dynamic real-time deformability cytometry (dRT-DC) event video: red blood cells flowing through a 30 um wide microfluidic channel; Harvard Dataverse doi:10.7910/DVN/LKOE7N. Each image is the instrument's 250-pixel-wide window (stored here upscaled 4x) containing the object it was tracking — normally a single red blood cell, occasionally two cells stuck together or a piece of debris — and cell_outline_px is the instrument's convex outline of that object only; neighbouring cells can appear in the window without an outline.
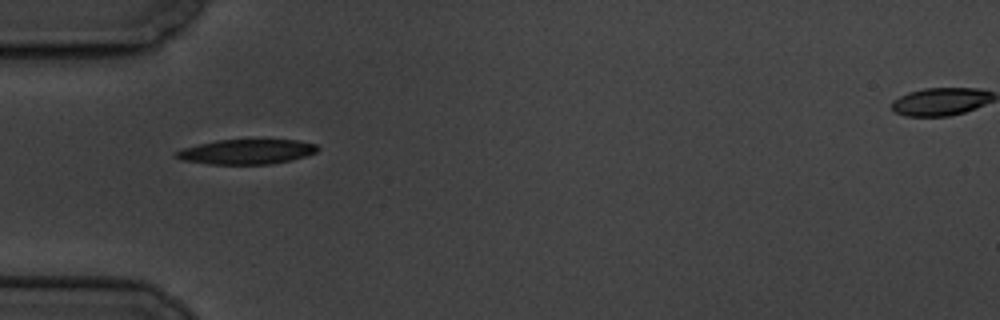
{"species": "common noctule bat (a hibernating species)", "species_latin": "Nyctalus noctula", "temperature_condition": "cold", "stored_images_in_passage": 2, "camera_frame_rate_fps": 3000, "um_per_image_px": 0.085, "animal": {"sex": "male", "body_mass_g": 19.5, "forearm_length_mm": 54.6}, "frame": {"image": 1, "passage_image": 1, "time_ms": 0.0, "image_size_px": [1000, 320], "cell_outline_px": [[320, 148], [316, 152], [292, 160], [272, 164], [208, 164], [180, 160], [172, 156], [172, 152], [184, 148], [216, 140], [296, 140], [316, 144]], "centroid_in_image_um": [20.91, 12.9], "position_along_channel_um": 64.1, "area_um2": 20.58}}
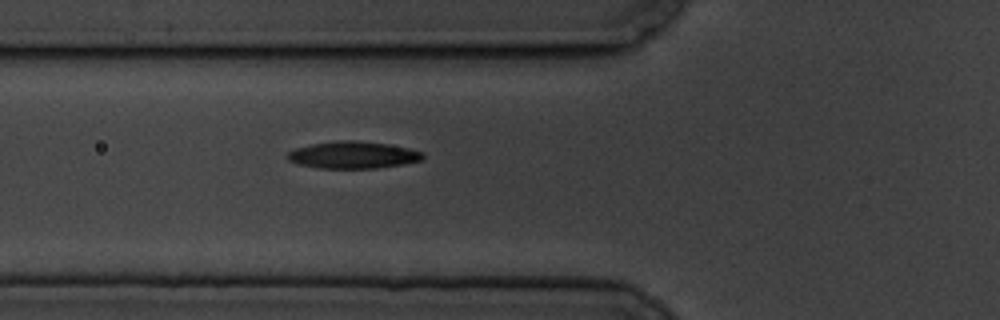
{"frame": {"image": 2, "passage_image": 2, "time_ms": 1.0, "image_size_px": [1000, 320], "cell_outline_px": [[424, 160], [404, 164], [376, 168], [320, 168], [300, 164], [288, 160], [288, 152], [296, 148], [312, 144], [336, 140], [356, 140], [388, 144], [408, 148], [424, 152]], "centroid_in_image_um": [30.06, 13.17], "position_along_channel_um": 95.7, "area_um2": 21.33}}